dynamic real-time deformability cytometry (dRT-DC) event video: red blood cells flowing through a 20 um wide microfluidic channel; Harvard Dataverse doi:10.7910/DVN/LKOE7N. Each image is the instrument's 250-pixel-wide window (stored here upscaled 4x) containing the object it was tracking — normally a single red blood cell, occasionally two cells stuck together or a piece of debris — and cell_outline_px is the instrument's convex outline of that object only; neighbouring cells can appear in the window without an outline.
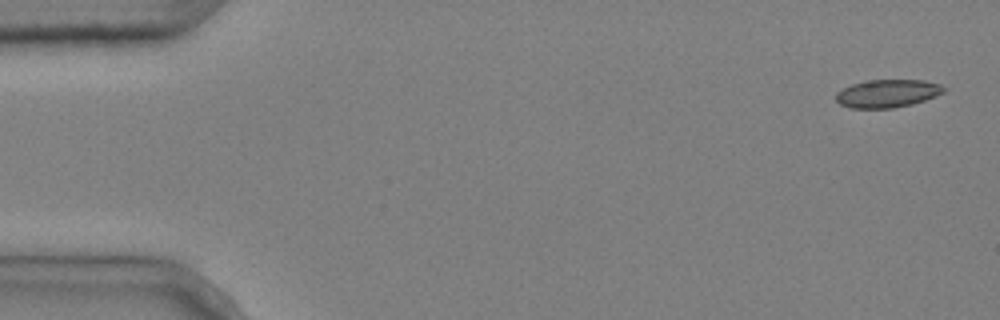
{"species": "common noctule bat (a hibernating species)", "species_latin": "Nyctalus noctula", "temperature_condition": "cold", "stored_images_in_passage": 5, "camera_frame_rate_fps": 3000, "um_per_image_px": 0.085, "animal": {"sex": "male", "body_mass_g": 20.4}, "frame": {"image": 1, "passage_image": 1, "time_ms": 0.0, "image_size_px": [1000, 320], "cell_outline_px": [[948, 88], [944, 92], [936, 96], [912, 104], [892, 108], [848, 108], [840, 104], [836, 100], [836, 92], [852, 84], [864, 80], [924, 80], [940, 84]], "centroid_in_image_um": [75.44, 7.94], "position_along_channel_um": 9.6, "area_um2": 17.69}}
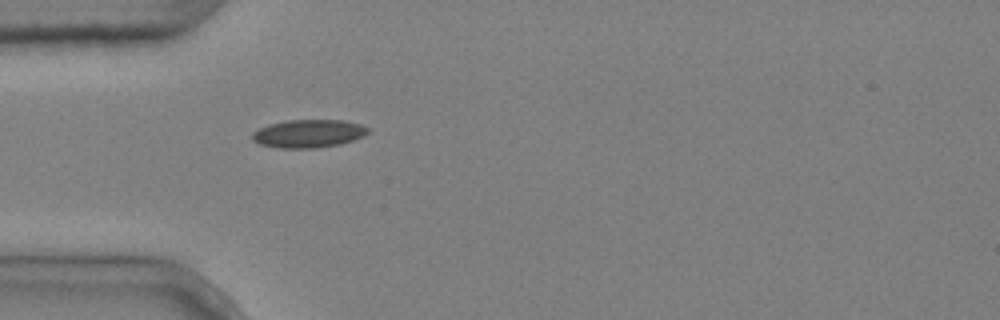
{"frame": {"image": 2, "passage_image": 5, "time_ms": 1.333, "image_size_px": [1000, 320], "cell_outline_px": [[368, 132], [364, 136], [340, 144], [316, 148], [280, 148], [260, 144], [252, 140], [252, 132], [268, 124], [288, 120], [344, 120], [360, 124], [368, 128]], "centroid_in_image_um": [26.21, 11.35], "position_along_channel_um": 58.8, "area_um2": 18.9}}